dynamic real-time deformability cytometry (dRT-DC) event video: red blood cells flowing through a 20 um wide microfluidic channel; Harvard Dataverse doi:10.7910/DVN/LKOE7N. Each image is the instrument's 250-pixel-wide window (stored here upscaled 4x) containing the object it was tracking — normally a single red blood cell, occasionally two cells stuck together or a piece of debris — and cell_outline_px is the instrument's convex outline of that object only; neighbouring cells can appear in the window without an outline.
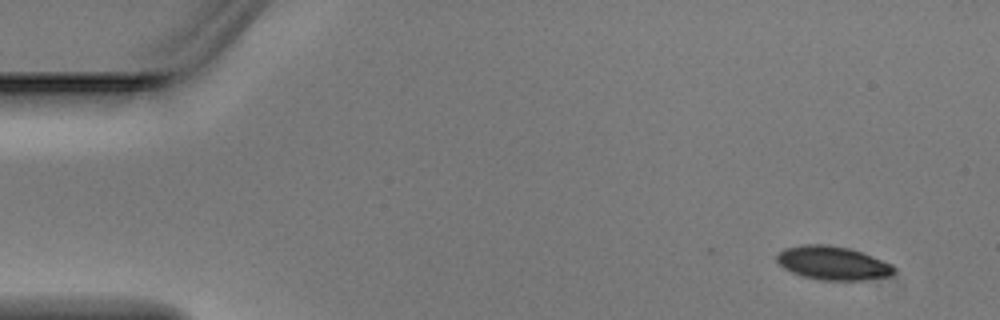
{"species": "Egyptian fruit bat (a non-hibernating species)", "species_latin": "Rousettus aegyptiacus", "temperature_condition": "warm", "stored_images_in_passage": 4, "camera_frame_rate_fps": 3000, "um_per_image_px": 0.085, "animal": {"sex": "male"}, "frame": {"image": 1, "passage_image": 1, "time_ms": 0.0, "image_size_px": [1000, 320], "cell_outline_px": [[896, 268], [888, 276], [864, 280], [820, 280], [804, 276], [792, 272], [784, 268], [776, 260], [776, 256], [784, 248], [800, 244], [828, 244], [848, 248], [872, 256], [892, 264]], "centroid_in_image_um": [70.76, 22.35], "position_along_channel_um": 14.2, "area_um2": 22.83}}